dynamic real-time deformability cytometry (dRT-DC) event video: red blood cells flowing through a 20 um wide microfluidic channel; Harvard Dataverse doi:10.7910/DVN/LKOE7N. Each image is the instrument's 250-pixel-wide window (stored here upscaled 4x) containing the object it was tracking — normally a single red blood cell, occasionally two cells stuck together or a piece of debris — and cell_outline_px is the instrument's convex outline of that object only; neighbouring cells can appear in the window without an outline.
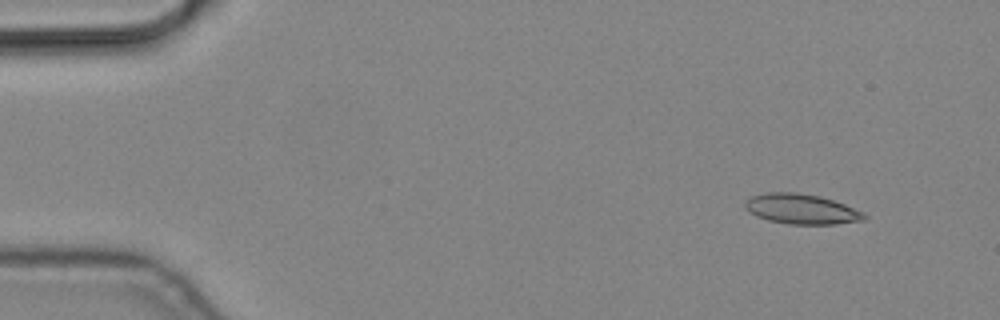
{"species": "common noctule bat (a hibernating species)", "species_latin": "Nyctalus noctula", "temperature_condition": "cold", "stored_images_in_passage": 4, "camera_frame_rate_fps": 3000, "um_per_image_px": 0.085, "animal": {"sex": "male", "body_mass_g": 19.2, "forearm_length_mm": 51.8}, "frame": {"image": 1, "passage_image": 1, "time_ms": 0.0, "image_size_px": [1000, 320], "cell_outline_px": [[868, 216], [864, 220], [836, 224], [788, 224], [768, 220], [756, 216], [748, 212], [744, 208], [744, 204], [752, 196], [768, 192], [796, 192], [820, 196], [844, 204]], "centroid_in_image_um": [68.08, 17.77], "position_along_channel_um": 16.9, "area_um2": 20.75}}
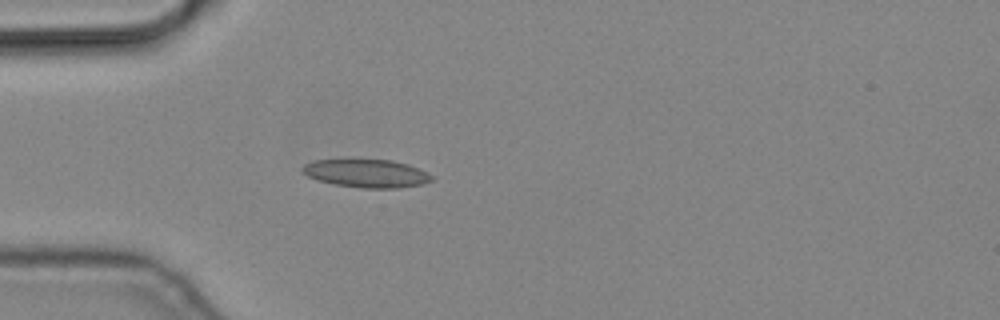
{"frame": {"image": 2, "passage_image": 4, "time_ms": 1.0, "image_size_px": [1000, 320], "cell_outline_px": [[432, 180], [420, 184], [400, 188], [360, 188], [336, 184], [320, 180], [308, 176], [300, 168], [304, 164], [316, 160], [392, 160], [408, 164], [432, 176]], "centroid_in_image_um": [31.14, 14.74], "position_along_channel_um": 53.9, "area_um2": 20.75}}